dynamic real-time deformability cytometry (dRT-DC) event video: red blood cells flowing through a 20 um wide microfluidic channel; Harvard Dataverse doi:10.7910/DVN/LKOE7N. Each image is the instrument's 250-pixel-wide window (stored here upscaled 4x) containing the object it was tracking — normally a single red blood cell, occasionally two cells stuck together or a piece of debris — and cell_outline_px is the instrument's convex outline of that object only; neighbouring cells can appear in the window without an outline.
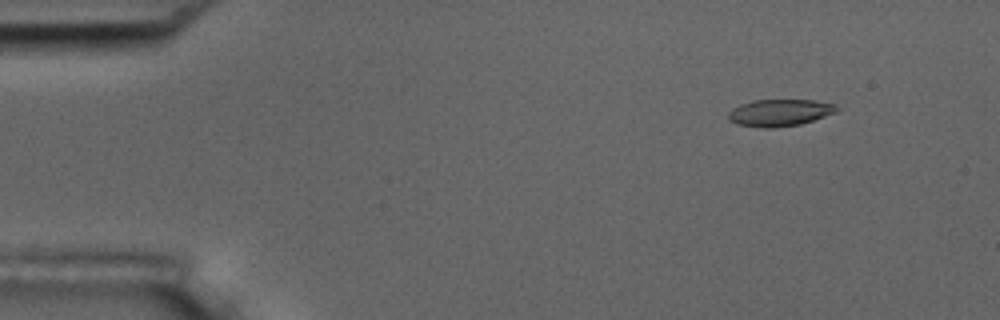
{"species": "common noctule bat (a hibernating species)", "species_latin": "Nyctalus noctula", "temperature_condition": "room temperature", "stored_images_in_passage": 6, "segment_of_instrument_passage": [2, 2], "camera_frame_rate_fps": 3000, "um_per_image_px": 0.085, "animal": {"sex": "male", "body_mass_g": 17.5, "forearm_length_mm": 52.3}, "frame": {"image": 1, "passage_image": 6, "time_ms": 6.667, "image_size_px": [1000, 320], "cell_outline_px": [[836, 112], [800, 124], [772, 128], [764, 128], [736, 124], [728, 120], [728, 112], [732, 108], [740, 104], [752, 100], [812, 100], [836, 104]], "centroid_in_image_um": [66.21, 9.57], "position_along_channel_um": 18.8, "area_um2": 16.94}}